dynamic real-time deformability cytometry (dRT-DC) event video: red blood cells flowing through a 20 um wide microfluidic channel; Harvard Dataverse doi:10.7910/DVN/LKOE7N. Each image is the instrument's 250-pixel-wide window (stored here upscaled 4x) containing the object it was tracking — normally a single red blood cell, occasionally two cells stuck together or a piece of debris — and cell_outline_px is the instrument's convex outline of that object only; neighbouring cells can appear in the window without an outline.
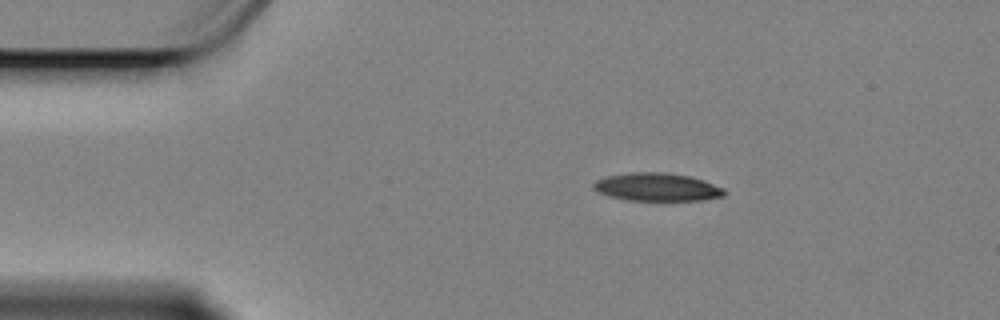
{"species": "Egyptian fruit bat (a non-hibernating species)", "species_latin": "Rousettus aegyptiacus", "temperature_condition": "cold", "stored_images_in_passage": 49, "camera_frame_rate_fps": 3000, "um_per_image_px": 0.085, "animal": {"sex": "female"}, "frame": {"image": 1, "passage_image": 1, "time_ms": 0.0, "image_size_px": [1000, 320], "cell_outline_px": [[724, 196], [700, 200], [628, 200], [612, 196], [600, 192], [592, 188], [592, 184], [596, 180], [608, 176], [628, 172], [664, 172], [688, 176], [704, 180], [724, 188]], "centroid_in_image_um": [55.85, 15.89], "position_along_channel_um": 29.2, "area_um2": 21.15}}
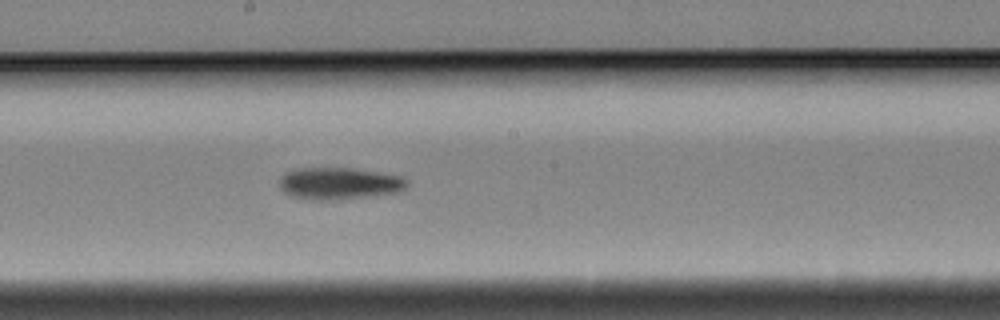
{"frame": {"image": 2, "passage_image": 22, "time_ms": 7.0, "image_size_px": [1000, 320], "cell_outline_px": [[408, 184], [400, 192], [372, 196], [332, 200], [312, 200], [292, 196], [284, 192], [280, 188], [280, 176], [296, 168], [348, 168], [376, 172], [400, 176], [408, 180]], "centroid_in_image_um": [28.82, 15.6], "position_along_channel_um": 219.4, "area_um2": 23.7}}
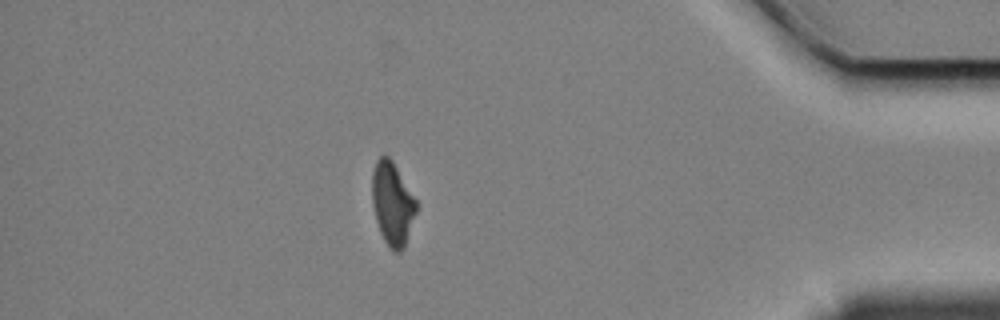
{"frame": {"image": 3, "passage_image": 42, "time_ms": 13.667, "image_size_px": [1000, 320], "cell_outline_px": [[416, 212], [404, 248], [400, 252], [396, 252], [384, 240], [380, 232], [376, 220], [372, 204], [372, 172], [376, 160], [380, 156], [388, 156], [392, 160], [416, 200]], "centroid_in_image_um": [33.34, 17.29], "position_along_channel_um": 401.9, "area_um2": 21.1}, "authors_computed_cell_mechanics": {"area_um2": 22.7154, "velocity_mm_per_s": 3.3721, "shape_relaxation_time_tau1_ms": 3.592, "shape_relaxation_time_tau2_ms": 6.5525, "deformation_change_tau1": 0.1528, "deformation_change_tau2": 0.1563}}